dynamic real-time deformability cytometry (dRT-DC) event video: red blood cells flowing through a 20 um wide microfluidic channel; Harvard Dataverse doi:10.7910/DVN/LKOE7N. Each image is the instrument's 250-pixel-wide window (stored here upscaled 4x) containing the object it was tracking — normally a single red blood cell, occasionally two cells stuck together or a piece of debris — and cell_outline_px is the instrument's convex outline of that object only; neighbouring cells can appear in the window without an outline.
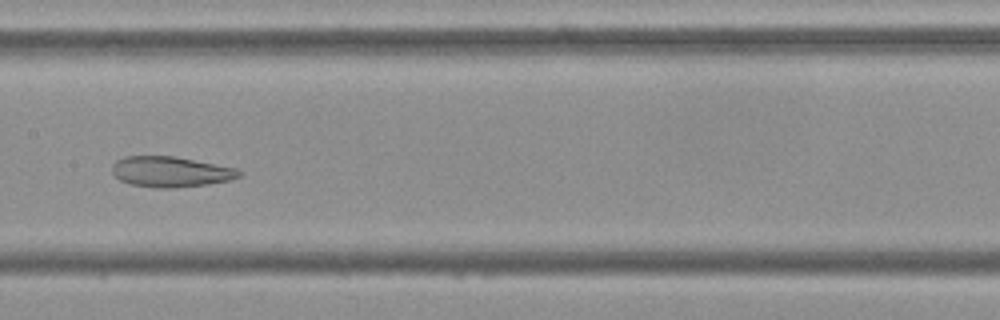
{"species": "Egyptian fruit bat (a non-hibernating species)", "species_latin": "Rousettus aegyptiacus", "temperature_condition": "cold", "stored_images_in_passage": 50, "camera_frame_rate_fps": 3000, "um_per_image_px": 0.085, "frame": {"image": 1, "passage_image": 25, "time_ms": 8.0, "image_size_px": [1000, 320], "cell_outline_px": [[244, 172], [240, 176], [228, 180], [204, 184], [172, 188], [156, 188], [132, 184], [120, 180], [112, 172], [112, 164], [116, 160], [124, 156], [176, 156], [236, 168]], "centroid_in_image_um": [14.49, 14.58], "position_along_channel_um": 192.9, "area_um2": 22.48}}
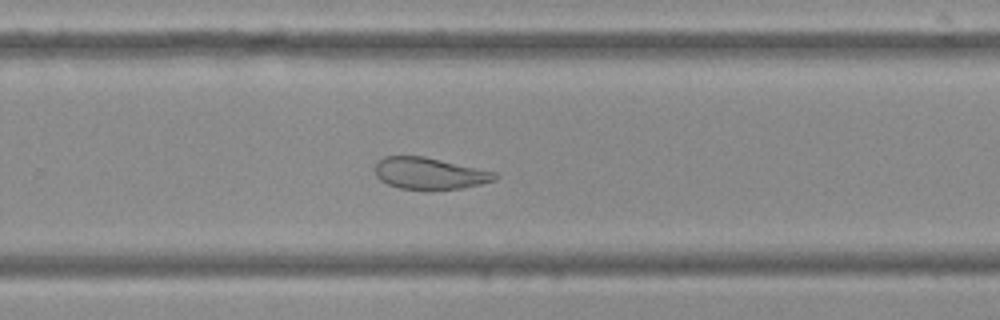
{"frame": {"image": 2, "passage_image": 33, "time_ms": 10.667, "image_size_px": [1000, 320], "cell_outline_px": [[500, 176], [496, 180], [480, 184], [460, 188], [400, 188], [388, 184], [380, 180], [376, 176], [376, 164], [384, 156], [424, 156], [496, 172]], "centroid_in_image_um": [36.53, 14.72], "position_along_channel_um": 293.3, "area_um2": 21.68}}
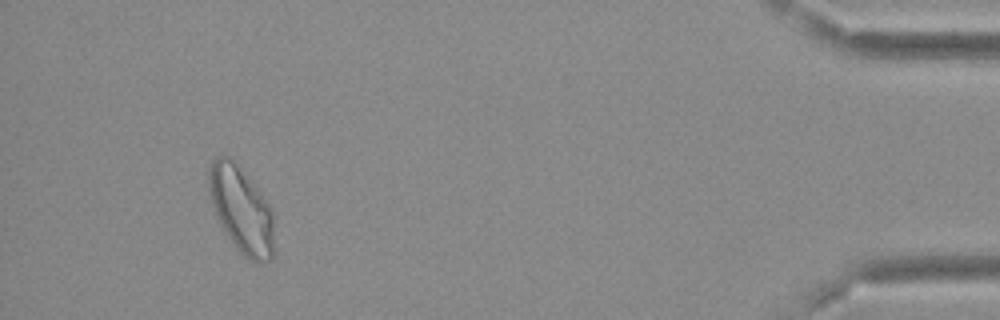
{"frame": {"image": 3, "passage_image": 48, "time_ms": 15.667, "image_size_px": [1000, 320], "cell_outline_px": [[272, 256], [268, 260], [256, 264], [248, 260], [240, 252], [228, 236], [216, 216], [208, 192], [208, 172], [212, 160], [216, 156], [232, 156], [260, 192], [272, 208]], "centroid_in_image_um": [20.48, 17.78], "position_along_channel_um": 414.7, "area_um2": 32.71}, "authors_computed_cell_mechanics": {"area_um2": 28.2642, "velocity_mm_per_s": 3.7742, "shape_relaxation_time_tau1_ms": null, "shape_relaxation_time_tau2_ms": 2.8498, "deformation_change_tau1": null, "deformation_change_tau2": 0.1029}}